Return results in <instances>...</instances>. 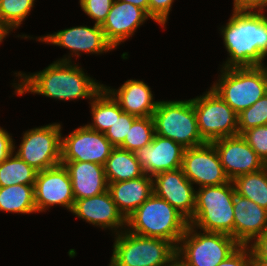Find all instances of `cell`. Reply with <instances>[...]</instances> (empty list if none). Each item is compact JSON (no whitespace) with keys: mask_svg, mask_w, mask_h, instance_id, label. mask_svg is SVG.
Returning <instances> with one entry per match:
<instances>
[{"mask_svg":"<svg viewBox=\"0 0 267 266\" xmlns=\"http://www.w3.org/2000/svg\"><path fill=\"white\" fill-rule=\"evenodd\" d=\"M71 60L69 55L37 73H15L21 80L18 85L14 84L15 93L23 95L31 92L64 101L82 98L92 100L104 85L95 82L77 64H72Z\"/></svg>","mask_w":267,"mask_h":266,"instance_id":"1","label":"cell"},{"mask_svg":"<svg viewBox=\"0 0 267 266\" xmlns=\"http://www.w3.org/2000/svg\"><path fill=\"white\" fill-rule=\"evenodd\" d=\"M229 54L222 68L264 66L267 56V16L265 12L235 11L221 27Z\"/></svg>","mask_w":267,"mask_h":266,"instance_id":"2","label":"cell"},{"mask_svg":"<svg viewBox=\"0 0 267 266\" xmlns=\"http://www.w3.org/2000/svg\"><path fill=\"white\" fill-rule=\"evenodd\" d=\"M188 225L181 213L154 193L126 219L129 232L168 240L176 247Z\"/></svg>","mask_w":267,"mask_h":266,"instance_id":"3","label":"cell"},{"mask_svg":"<svg viewBox=\"0 0 267 266\" xmlns=\"http://www.w3.org/2000/svg\"><path fill=\"white\" fill-rule=\"evenodd\" d=\"M235 188L232 181L216 186L199 187L196 191L190 225L206 232H220L234 238Z\"/></svg>","mask_w":267,"mask_h":266,"instance_id":"4","label":"cell"},{"mask_svg":"<svg viewBox=\"0 0 267 266\" xmlns=\"http://www.w3.org/2000/svg\"><path fill=\"white\" fill-rule=\"evenodd\" d=\"M115 235L110 266H167L176 257L177 247L168 240L126 229Z\"/></svg>","mask_w":267,"mask_h":266,"instance_id":"5","label":"cell"},{"mask_svg":"<svg viewBox=\"0 0 267 266\" xmlns=\"http://www.w3.org/2000/svg\"><path fill=\"white\" fill-rule=\"evenodd\" d=\"M212 89L237 113L248 109L267 93V66L221 68Z\"/></svg>","mask_w":267,"mask_h":266,"instance_id":"6","label":"cell"},{"mask_svg":"<svg viewBox=\"0 0 267 266\" xmlns=\"http://www.w3.org/2000/svg\"><path fill=\"white\" fill-rule=\"evenodd\" d=\"M152 118L155 134L172 139L185 149L206 143L198 131L192 99L158 101Z\"/></svg>","mask_w":267,"mask_h":266,"instance_id":"7","label":"cell"},{"mask_svg":"<svg viewBox=\"0 0 267 266\" xmlns=\"http://www.w3.org/2000/svg\"><path fill=\"white\" fill-rule=\"evenodd\" d=\"M240 244L230 235L196 230L188 225L177 246L176 256L187 266H217Z\"/></svg>","mask_w":267,"mask_h":266,"instance_id":"8","label":"cell"},{"mask_svg":"<svg viewBox=\"0 0 267 266\" xmlns=\"http://www.w3.org/2000/svg\"><path fill=\"white\" fill-rule=\"evenodd\" d=\"M192 103L198 131L205 142L238 135V114L211 87L193 98Z\"/></svg>","mask_w":267,"mask_h":266,"instance_id":"9","label":"cell"},{"mask_svg":"<svg viewBox=\"0 0 267 266\" xmlns=\"http://www.w3.org/2000/svg\"><path fill=\"white\" fill-rule=\"evenodd\" d=\"M61 128L53 123L26 131L16 154L37 171L61 164Z\"/></svg>","mask_w":267,"mask_h":266,"instance_id":"10","label":"cell"},{"mask_svg":"<svg viewBox=\"0 0 267 266\" xmlns=\"http://www.w3.org/2000/svg\"><path fill=\"white\" fill-rule=\"evenodd\" d=\"M114 148L105 133L84 125L62 137L61 161L91 162L104 166Z\"/></svg>","mask_w":267,"mask_h":266,"instance_id":"11","label":"cell"},{"mask_svg":"<svg viewBox=\"0 0 267 266\" xmlns=\"http://www.w3.org/2000/svg\"><path fill=\"white\" fill-rule=\"evenodd\" d=\"M34 201L37 212L54 205L72 211L75 200L71 178L63 164L38 171L34 184Z\"/></svg>","mask_w":267,"mask_h":266,"instance_id":"12","label":"cell"},{"mask_svg":"<svg viewBox=\"0 0 267 266\" xmlns=\"http://www.w3.org/2000/svg\"><path fill=\"white\" fill-rule=\"evenodd\" d=\"M181 169L186 178L199 187L216 186L229 182L219 155L212 143L184 150Z\"/></svg>","mask_w":267,"mask_h":266,"instance_id":"13","label":"cell"},{"mask_svg":"<svg viewBox=\"0 0 267 266\" xmlns=\"http://www.w3.org/2000/svg\"><path fill=\"white\" fill-rule=\"evenodd\" d=\"M211 143L215 146L224 172L230 181L266 166L241 135L217 139Z\"/></svg>","mask_w":267,"mask_h":266,"instance_id":"14","label":"cell"},{"mask_svg":"<svg viewBox=\"0 0 267 266\" xmlns=\"http://www.w3.org/2000/svg\"><path fill=\"white\" fill-rule=\"evenodd\" d=\"M153 178V193L166 200L188 221L193 217L196 190L181 168L156 174Z\"/></svg>","mask_w":267,"mask_h":266,"instance_id":"15","label":"cell"},{"mask_svg":"<svg viewBox=\"0 0 267 266\" xmlns=\"http://www.w3.org/2000/svg\"><path fill=\"white\" fill-rule=\"evenodd\" d=\"M38 40L70 49L71 57L72 55L79 57L81 52L101 54L113 50L105 39L101 25L95 23L93 27L77 26L60 30L39 37Z\"/></svg>","mask_w":267,"mask_h":266,"instance_id":"16","label":"cell"},{"mask_svg":"<svg viewBox=\"0 0 267 266\" xmlns=\"http://www.w3.org/2000/svg\"><path fill=\"white\" fill-rule=\"evenodd\" d=\"M185 148L172 139L154 135L153 141L135 153L142 170L148 176L181 168Z\"/></svg>","mask_w":267,"mask_h":266,"instance_id":"17","label":"cell"},{"mask_svg":"<svg viewBox=\"0 0 267 266\" xmlns=\"http://www.w3.org/2000/svg\"><path fill=\"white\" fill-rule=\"evenodd\" d=\"M71 212L89 224L113 229L116 234L122 232V228H127L126 219L119 212L108 190L90 198L75 200Z\"/></svg>","mask_w":267,"mask_h":266,"instance_id":"18","label":"cell"},{"mask_svg":"<svg viewBox=\"0 0 267 266\" xmlns=\"http://www.w3.org/2000/svg\"><path fill=\"white\" fill-rule=\"evenodd\" d=\"M148 18L151 17L143 9L131 3L114 0L101 28L107 42L116 49L121 42L132 37Z\"/></svg>","mask_w":267,"mask_h":266,"instance_id":"19","label":"cell"},{"mask_svg":"<svg viewBox=\"0 0 267 266\" xmlns=\"http://www.w3.org/2000/svg\"><path fill=\"white\" fill-rule=\"evenodd\" d=\"M233 207L234 239L240 245L248 246L267 230V210L237 193L234 195Z\"/></svg>","mask_w":267,"mask_h":266,"instance_id":"20","label":"cell"},{"mask_svg":"<svg viewBox=\"0 0 267 266\" xmlns=\"http://www.w3.org/2000/svg\"><path fill=\"white\" fill-rule=\"evenodd\" d=\"M69 172L74 200L90 198L108 190L104 166L82 161H61Z\"/></svg>","mask_w":267,"mask_h":266,"instance_id":"21","label":"cell"},{"mask_svg":"<svg viewBox=\"0 0 267 266\" xmlns=\"http://www.w3.org/2000/svg\"><path fill=\"white\" fill-rule=\"evenodd\" d=\"M103 88L125 113L136 117H149L156 110L158 101H153L151 88L144 81L130 79L117 90L107 86Z\"/></svg>","mask_w":267,"mask_h":266,"instance_id":"22","label":"cell"},{"mask_svg":"<svg viewBox=\"0 0 267 266\" xmlns=\"http://www.w3.org/2000/svg\"><path fill=\"white\" fill-rule=\"evenodd\" d=\"M108 191L119 212L127 219L153 194V178L143 176L108 184Z\"/></svg>","mask_w":267,"mask_h":266,"instance_id":"23","label":"cell"},{"mask_svg":"<svg viewBox=\"0 0 267 266\" xmlns=\"http://www.w3.org/2000/svg\"><path fill=\"white\" fill-rule=\"evenodd\" d=\"M109 183L136 179L145 173L136 159L135 153L115 147L104 164Z\"/></svg>","mask_w":267,"mask_h":266,"instance_id":"24","label":"cell"},{"mask_svg":"<svg viewBox=\"0 0 267 266\" xmlns=\"http://www.w3.org/2000/svg\"><path fill=\"white\" fill-rule=\"evenodd\" d=\"M0 211L21 214L36 213L34 185L17 184L0 187Z\"/></svg>","mask_w":267,"mask_h":266,"instance_id":"25","label":"cell"},{"mask_svg":"<svg viewBox=\"0 0 267 266\" xmlns=\"http://www.w3.org/2000/svg\"><path fill=\"white\" fill-rule=\"evenodd\" d=\"M232 182L235 193L267 210V165L259 171L241 175Z\"/></svg>","mask_w":267,"mask_h":266,"instance_id":"26","label":"cell"},{"mask_svg":"<svg viewBox=\"0 0 267 266\" xmlns=\"http://www.w3.org/2000/svg\"><path fill=\"white\" fill-rule=\"evenodd\" d=\"M12 152L0 162V187L24 184L34 185L37 170Z\"/></svg>","mask_w":267,"mask_h":266,"instance_id":"27","label":"cell"},{"mask_svg":"<svg viewBox=\"0 0 267 266\" xmlns=\"http://www.w3.org/2000/svg\"><path fill=\"white\" fill-rule=\"evenodd\" d=\"M90 103L93 122L86 126L91 130L105 133L115 121V100L103 88Z\"/></svg>","mask_w":267,"mask_h":266,"instance_id":"28","label":"cell"},{"mask_svg":"<svg viewBox=\"0 0 267 266\" xmlns=\"http://www.w3.org/2000/svg\"><path fill=\"white\" fill-rule=\"evenodd\" d=\"M154 135L155 127L152 116L137 117L119 148L136 152L141 147L150 144L153 141Z\"/></svg>","mask_w":267,"mask_h":266,"instance_id":"29","label":"cell"},{"mask_svg":"<svg viewBox=\"0 0 267 266\" xmlns=\"http://www.w3.org/2000/svg\"><path fill=\"white\" fill-rule=\"evenodd\" d=\"M35 0H0V16L11 27L18 28L34 6Z\"/></svg>","mask_w":267,"mask_h":266,"instance_id":"30","label":"cell"},{"mask_svg":"<svg viewBox=\"0 0 267 266\" xmlns=\"http://www.w3.org/2000/svg\"><path fill=\"white\" fill-rule=\"evenodd\" d=\"M261 125H267V93L238 114V135Z\"/></svg>","mask_w":267,"mask_h":266,"instance_id":"31","label":"cell"},{"mask_svg":"<svg viewBox=\"0 0 267 266\" xmlns=\"http://www.w3.org/2000/svg\"><path fill=\"white\" fill-rule=\"evenodd\" d=\"M137 117L125 113L115 101V121L112 126L105 132L106 138L115 146L119 147L128 135L132 123Z\"/></svg>","mask_w":267,"mask_h":266,"instance_id":"32","label":"cell"},{"mask_svg":"<svg viewBox=\"0 0 267 266\" xmlns=\"http://www.w3.org/2000/svg\"><path fill=\"white\" fill-rule=\"evenodd\" d=\"M241 136L267 165V125L244 131Z\"/></svg>","mask_w":267,"mask_h":266,"instance_id":"33","label":"cell"},{"mask_svg":"<svg viewBox=\"0 0 267 266\" xmlns=\"http://www.w3.org/2000/svg\"><path fill=\"white\" fill-rule=\"evenodd\" d=\"M114 0H79L81 9L86 15L102 25L111 10Z\"/></svg>","mask_w":267,"mask_h":266,"instance_id":"34","label":"cell"},{"mask_svg":"<svg viewBox=\"0 0 267 266\" xmlns=\"http://www.w3.org/2000/svg\"><path fill=\"white\" fill-rule=\"evenodd\" d=\"M174 0H149L148 15L161 26H165Z\"/></svg>","mask_w":267,"mask_h":266,"instance_id":"35","label":"cell"},{"mask_svg":"<svg viewBox=\"0 0 267 266\" xmlns=\"http://www.w3.org/2000/svg\"><path fill=\"white\" fill-rule=\"evenodd\" d=\"M217 266H252L249 247L240 245L229 257L224 259Z\"/></svg>","mask_w":267,"mask_h":266,"instance_id":"36","label":"cell"},{"mask_svg":"<svg viewBox=\"0 0 267 266\" xmlns=\"http://www.w3.org/2000/svg\"><path fill=\"white\" fill-rule=\"evenodd\" d=\"M253 241L250 243L251 246L248 245L251 251V259L267 260V230Z\"/></svg>","mask_w":267,"mask_h":266,"instance_id":"37","label":"cell"},{"mask_svg":"<svg viewBox=\"0 0 267 266\" xmlns=\"http://www.w3.org/2000/svg\"><path fill=\"white\" fill-rule=\"evenodd\" d=\"M233 10L264 12L267 7V0H233Z\"/></svg>","mask_w":267,"mask_h":266,"instance_id":"38","label":"cell"},{"mask_svg":"<svg viewBox=\"0 0 267 266\" xmlns=\"http://www.w3.org/2000/svg\"><path fill=\"white\" fill-rule=\"evenodd\" d=\"M10 134L0 126V162L15 151V144Z\"/></svg>","mask_w":267,"mask_h":266,"instance_id":"39","label":"cell"},{"mask_svg":"<svg viewBox=\"0 0 267 266\" xmlns=\"http://www.w3.org/2000/svg\"><path fill=\"white\" fill-rule=\"evenodd\" d=\"M10 31L13 30L0 16V43L3 41L4 38H6V36L10 33Z\"/></svg>","mask_w":267,"mask_h":266,"instance_id":"40","label":"cell"},{"mask_svg":"<svg viewBox=\"0 0 267 266\" xmlns=\"http://www.w3.org/2000/svg\"><path fill=\"white\" fill-rule=\"evenodd\" d=\"M127 3H131L141 9H143L148 14L149 0H119Z\"/></svg>","mask_w":267,"mask_h":266,"instance_id":"41","label":"cell"},{"mask_svg":"<svg viewBox=\"0 0 267 266\" xmlns=\"http://www.w3.org/2000/svg\"><path fill=\"white\" fill-rule=\"evenodd\" d=\"M167 266H187L179 257H175Z\"/></svg>","mask_w":267,"mask_h":266,"instance_id":"42","label":"cell"},{"mask_svg":"<svg viewBox=\"0 0 267 266\" xmlns=\"http://www.w3.org/2000/svg\"><path fill=\"white\" fill-rule=\"evenodd\" d=\"M252 266H267L266 259H252Z\"/></svg>","mask_w":267,"mask_h":266,"instance_id":"43","label":"cell"}]
</instances>
